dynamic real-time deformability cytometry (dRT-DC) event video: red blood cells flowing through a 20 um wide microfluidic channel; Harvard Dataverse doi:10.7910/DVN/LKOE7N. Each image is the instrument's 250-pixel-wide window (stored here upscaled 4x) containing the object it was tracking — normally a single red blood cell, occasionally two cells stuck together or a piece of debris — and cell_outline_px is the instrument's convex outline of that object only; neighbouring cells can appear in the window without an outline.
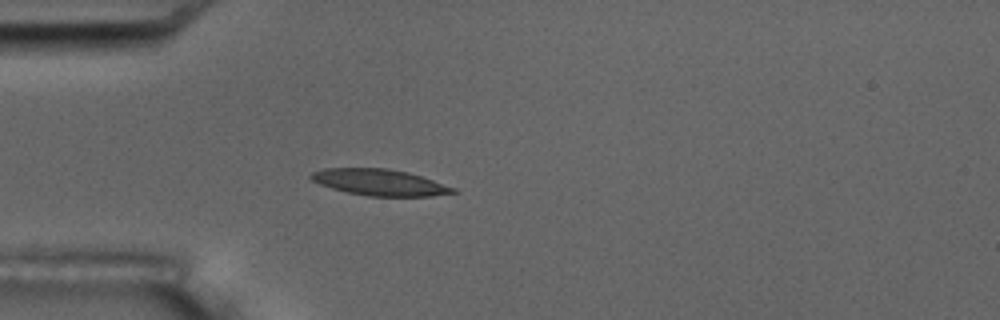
{"species": "common noctule bat (a hibernating species)", "species_latin": "Nyctalus noctula", "temperature_condition": "room temperature", "stored_images_in_passage": 3, "camera_frame_rate_fps": 3000, "um_per_image_px": 0.085, "animal": {"sex": "male", "body_mass_g": 17.5, "forearm_length_mm": 52.3}, "frame": {"image": 1, "passage_image": 3, "time_ms": 2.333, "image_size_px": [1000, 320], "cell_outline_px": [[460, 192], [432, 196], [368, 196], [348, 192], [332, 188], [320, 184], [312, 180], [308, 176], [312, 172], [324, 168], [388, 168], [408, 172], [456, 188]], "centroid_in_image_um": [32.28, 15.5], "position_along_channel_um": 52.7, "area_um2": 21.73}}